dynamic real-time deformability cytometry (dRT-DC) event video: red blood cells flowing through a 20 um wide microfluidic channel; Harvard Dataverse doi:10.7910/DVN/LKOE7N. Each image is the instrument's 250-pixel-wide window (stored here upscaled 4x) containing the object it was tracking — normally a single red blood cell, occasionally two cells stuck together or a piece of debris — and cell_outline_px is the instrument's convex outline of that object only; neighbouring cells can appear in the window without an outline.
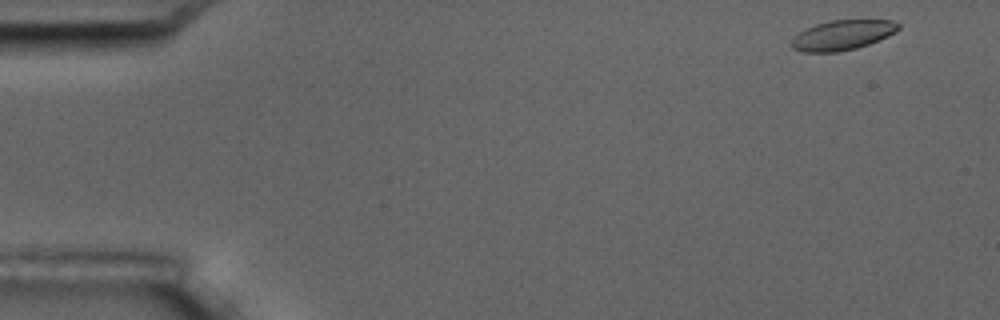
{"species": "common noctule bat (a hibernating species)", "species_latin": "Nyctalus noctula", "temperature_condition": "room temperature", "stored_images_in_passage": 16, "camera_frame_rate_fps": 3000, "um_per_image_px": 0.085, "animal": {"sex": "male", "body_mass_g": 17.5, "forearm_length_mm": 52.3}, "frame": {"image": 1, "passage_image": 1, "time_ms": 0.0, "image_size_px": [1000, 320], "cell_outline_px": [[900, 28], [896, 32], [888, 36], [868, 44], [856, 48], [836, 52], [804, 52], [792, 48], [788, 44], [792, 36], [804, 28], [816, 24], [832, 20], [892, 20], [900, 24]], "centroid_in_image_um": [71.55, 2.98], "position_along_channel_um": 13.4, "area_um2": 18.84}}
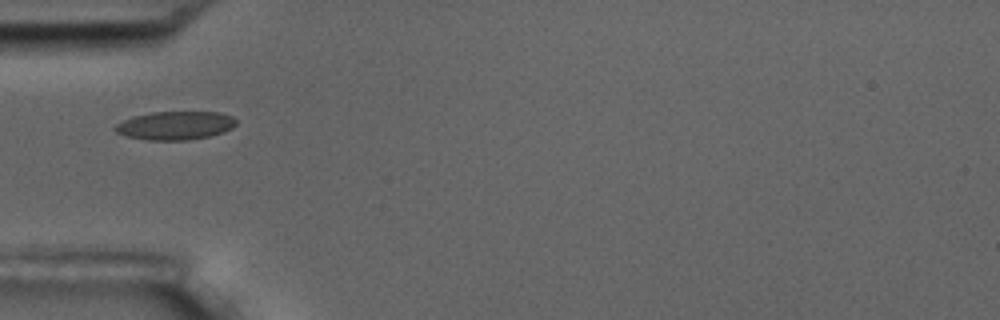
{"frame": {"image": 2, "passage_image": 5, "time_ms": 5.0, "image_size_px": [1000, 320], "cell_outline_px": [[236, 124], [232, 128], [208, 136], [188, 140], [148, 140], [128, 136], [116, 132], [112, 128], [116, 124], [132, 116], [152, 112], [220, 112], [232, 116], [236, 120]], "centroid_in_image_um": [14.87, 10.66], "position_along_channel_um": 70.1, "area_um2": 19.94}}
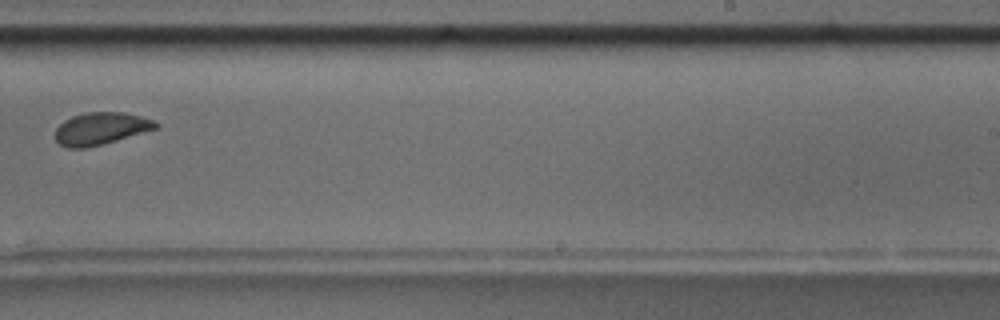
{"frame": {"image": 3, "passage_image": 10, "time_ms": 11.0, "image_size_px": [1000, 320], "cell_outline_px": [[160, 124], [156, 128], [116, 140], [88, 148], [68, 148], [60, 144], [56, 140], [56, 128], [64, 120], [72, 116], [84, 112], [124, 112], [156, 120]], "centroid_in_image_um": [8.56, 10.91], "position_along_channel_um": 280.4, "area_um2": 18.84}, "authors_computed_cell_mechanics": {"area_um2": 19.7387, "velocity_mm_per_s": 3.5163, "shape_relaxation_time_tau1_ms": 3.1473, "shape_relaxation_time_tau2_ms": 1.6297, "deformation_change_tau1": 0.0624, "deformation_change_tau2": 0.0424}}